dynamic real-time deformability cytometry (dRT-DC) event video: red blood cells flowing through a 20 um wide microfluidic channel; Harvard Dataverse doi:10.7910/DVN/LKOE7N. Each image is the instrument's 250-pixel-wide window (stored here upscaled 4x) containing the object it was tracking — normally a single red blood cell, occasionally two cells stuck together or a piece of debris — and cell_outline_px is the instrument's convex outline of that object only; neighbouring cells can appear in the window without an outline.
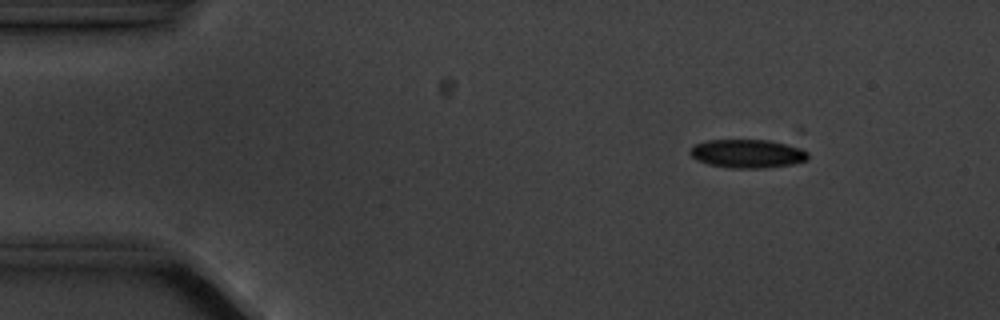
{"species": "common noctule bat (a hibernating species)", "species_latin": "Nyctalus noctula", "temperature_condition": "cold", "stored_images_in_passage": 5, "camera_frame_rate_fps": 3000, "um_per_image_px": 0.085, "animal": {"sex": "male", "body_mass_g": 20.1, "forearm_length_mm": 53.5}, "frame": {"image": 1, "passage_image": 2, "time_ms": 1.333, "image_size_px": [1000, 320], "cell_outline_px": [[808, 160], [792, 164], [764, 168], [732, 168], [708, 164], [696, 160], [688, 152], [696, 144], [708, 140], [768, 140], [800, 148], [808, 152]], "centroid_in_image_um": [63.53, 13.06], "position_along_channel_um": 21.5, "area_um2": 19.48}}